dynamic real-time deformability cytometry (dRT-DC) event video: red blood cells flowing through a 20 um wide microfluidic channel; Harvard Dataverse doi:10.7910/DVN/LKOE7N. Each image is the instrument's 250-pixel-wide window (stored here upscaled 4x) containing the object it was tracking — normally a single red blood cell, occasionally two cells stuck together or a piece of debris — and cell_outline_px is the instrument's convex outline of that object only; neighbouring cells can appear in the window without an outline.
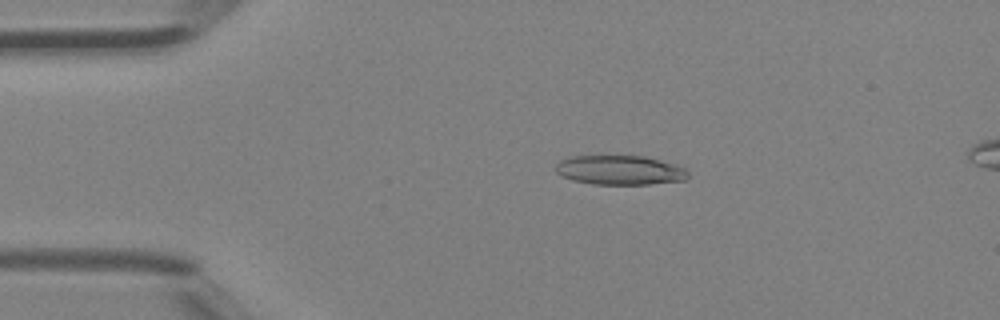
{"species": "Egyptian fruit bat (a non-hibernating species)", "species_latin": "Rousettus aegyptiacus", "temperature_condition": "room temperature", "stored_images_in_passage": 5, "camera_frame_rate_fps": 3000, "um_per_image_px": 0.085, "animal": {"sex": "female"}, "frame": {"image": 1, "passage_image": 3, "time_ms": 0.667, "image_size_px": [1000, 320], "cell_outline_px": [[688, 176], [684, 180], [648, 184], [592, 184], [572, 180], [556, 172], [556, 164], [560, 160], [568, 156], [644, 156], [672, 164], [684, 168], [688, 172]], "centroid_in_image_um": [52.64, 14.46], "position_along_channel_um": 32.4, "area_um2": 22.43}}